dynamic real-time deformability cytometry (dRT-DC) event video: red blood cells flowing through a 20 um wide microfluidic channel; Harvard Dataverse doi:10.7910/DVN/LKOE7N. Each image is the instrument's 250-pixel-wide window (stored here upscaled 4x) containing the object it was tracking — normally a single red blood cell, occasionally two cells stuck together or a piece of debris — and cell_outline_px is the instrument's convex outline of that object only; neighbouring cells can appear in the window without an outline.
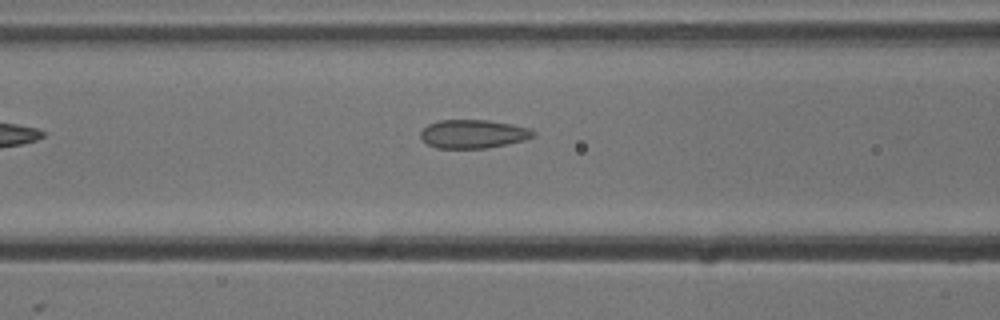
{"species": "common noctule bat (a hibernating species)", "species_latin": "Nyctalus noctula", "temperature_condition": "cold", "stored_images_in_passage": 40, "camera_frame_rate_fps": 3000, "um_per_image_px": 0.085, "animal": {"sex": "male", "body_mass_g": 13.3}, "frame": {"image": 1, "passage_image": 8, "time_ms": 2.333, "image_size_px": [1000, 320], "cell_outline_px": [[536, 136], [524, 140], [484, 148], [436, 148], [428, 144], [420, 136], [420, 132], [428, 124], [440, 120], [488, 120], [512, 124], [532, 128], [536, 132]], "centroid_in_image_um": [40.25, 11.37], "position_along_channel_um": 126.3, "area_um2": 18.73}}
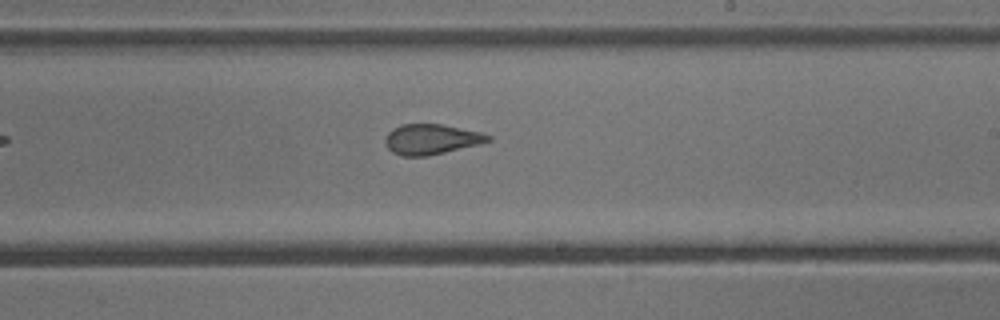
{"frame": {"image": 2, "passage_image": 18, "time_ms": 5.667, "image_size_px": [1000, 320], "cell_outline_px": [[492, 140], [480, 144], [428, 156], [400, 156], [392, 152], [388, 148], [384, 140], [388, 132], [392, 128], [400, 124], [440, 124], [480, 132], [492, 136]], "centroid_in_image_um": [36.64, 11.84], "position_along_channel_um": 252.4, "area_um2": 18.21}}
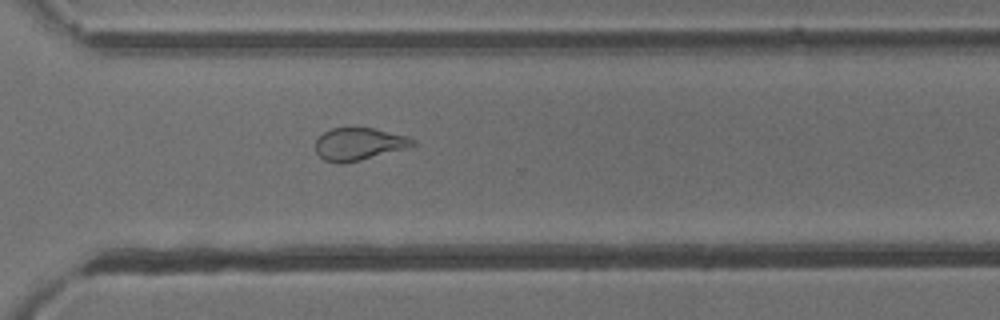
{"frame": {"image": 3, "passage_image": 25, "time_ms": 8.0, "image_size_px": [1000, 320], "cell_outline_px": [[416, 144], [404, 148], [360, 160], [344, 164], [340, 164], [324, 160], [316, 152], [316, 140], [324, 132], [332, 128], [372, 128], [408, 136], [416, 140]], "centroid_in_image_um": [30.49, 12.24], "position_along_channel_um": 340.1, "area_um2": 18.15}, "authors_computed_cell_mechanics": {"area_um2": 19.3341, "velocity_mm_per_s": 3.7812, "shape_relaxation_time_tau1_ms": null, "shape_relaxation_time_tau2_ms": 1.3502, "deformation_change_tau1": null, "deformation_change_tau2": 0.0651}}